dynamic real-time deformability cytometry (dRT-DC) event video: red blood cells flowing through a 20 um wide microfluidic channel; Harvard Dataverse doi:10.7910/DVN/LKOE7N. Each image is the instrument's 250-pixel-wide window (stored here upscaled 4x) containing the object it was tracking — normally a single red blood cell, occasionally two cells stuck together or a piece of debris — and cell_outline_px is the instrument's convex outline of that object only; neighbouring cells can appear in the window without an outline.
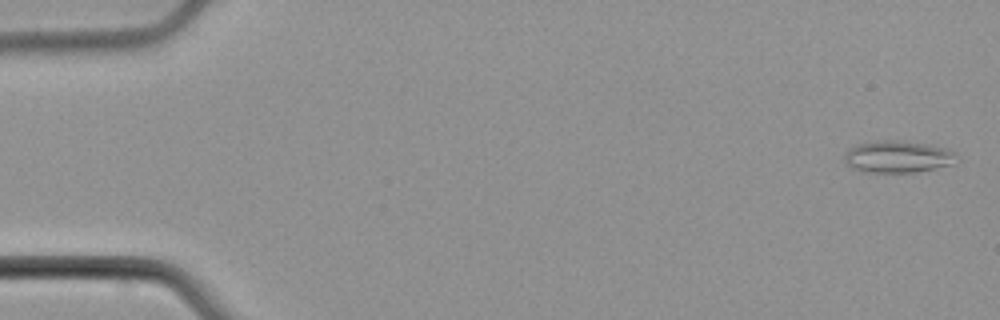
{"species": "common noctule bat (a hibernating species)", "species_latin": "Nyctalus noctula", "temperature_condition": "cold", "stored_images_in_passage": 6, "camera_frame_rate_fps": 3000, "um_per_image_px": 0.085, "animal": {"sex": "male", "body_mass_g": 21.5, "forearm_length_mm": 52.0}, "frame": {"image": 1, "passage_image": 1, "time_ms": 0.0, "image_size_px": [1000, 320], "cell_outline_px": [[956, 152], [948, 164], [932, 168], [912, 172], [872, 172], [852, 168], [844, 160], [844, 156], [848, 148], [860, 144], [876, 140], [896, 140], [928, 144], [948, 148]], "centroid_in_image_um": [76.24, 13.29], "position_along_channel_um": 8.8, "area_um2": 20.35}}